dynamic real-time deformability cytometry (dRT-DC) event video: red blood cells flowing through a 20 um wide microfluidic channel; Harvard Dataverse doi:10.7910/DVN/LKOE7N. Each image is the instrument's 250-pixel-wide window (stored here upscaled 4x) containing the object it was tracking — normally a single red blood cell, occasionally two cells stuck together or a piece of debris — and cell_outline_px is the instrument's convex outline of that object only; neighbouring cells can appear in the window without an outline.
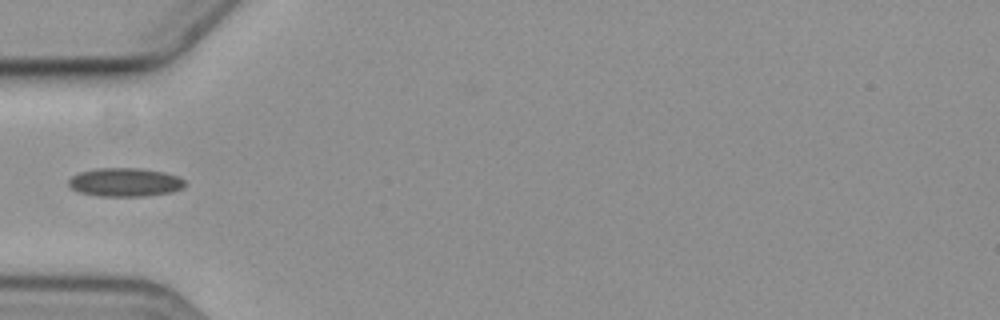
{"species": "common noctule bat (a hibernating species)", "species_latin": "Nyctalus noctula", "temperature_condition": "cold", "stored_images_in_passage": 4, "camera_frame_rate_fps": 3000, "um_per_image_px": 0.085, "animal": {"sex": "female", "body_mass_g": 19.3, "forearm_length_mm": 54.1}, "frame": {"image": 1, "passage_image": 4, "time_ms": 3.333, "image_size_px": [1000, 320], "cell_outline_px": [[184, 188], [172, 192], [144, 196], [100, 196], [76, 192], [68, 184], [68, 180], [72, 176], [80, 172], [96, 168], [140, 168], [164, 172], [176, 176], [184, 180]], "centroid_in_image_um": [10.6, 15.49], "position_along_channel_um": 74.4, "area_um2": 19.42}}